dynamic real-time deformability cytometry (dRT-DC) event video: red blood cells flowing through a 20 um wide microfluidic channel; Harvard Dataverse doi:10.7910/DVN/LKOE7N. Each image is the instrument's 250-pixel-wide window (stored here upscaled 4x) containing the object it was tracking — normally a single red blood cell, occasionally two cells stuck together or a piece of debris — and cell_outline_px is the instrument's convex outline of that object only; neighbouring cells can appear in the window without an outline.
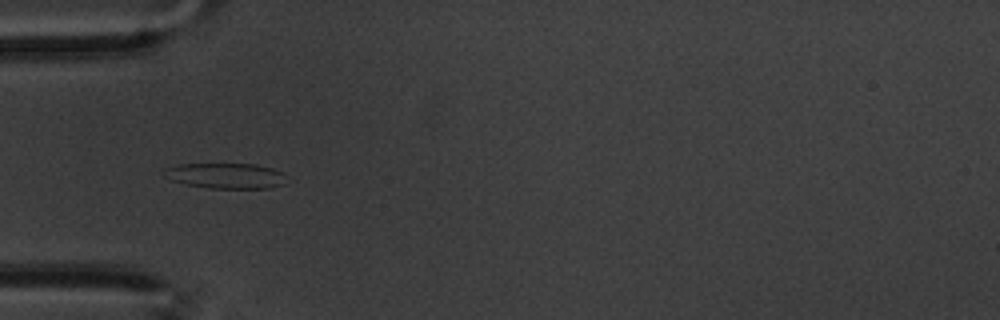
{"species": "common noctule bat (a hibernating species)", "species_latin": "Nyctalus noctula", "temperature_condition": "warm", "stored_images_in_passage": 25, "camera_frame_rate_fps": 3000, "um_per_image_px": 0.085, "animal": {"sex": "male", "body_mass_g": 20.1, "forearm_length_mm": 53.5}, "frame": {"image": 1, "passage_image": 4, "time_ms": 1.0, "image_size_px": [1000, 320], "cell_outline_px": [[284, 184], [268, 188], [208, 188], [188, 184], [172, 180], [164, 176], [168, 168], [180, 164], [256, 164], [272, 168], [280, 172]], "centroid_in_image_um": [19.19, 14.94], "position_along_channel_um": 65.8, "area_um2": 17.63}}
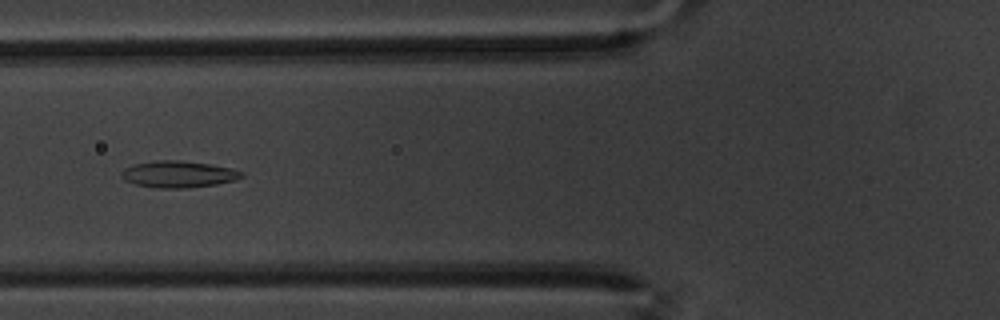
{"frame": {"image": 2, "passage_image": 8, "time_ms": 2.333, "image_size_px": [1000, 320], "cell_outline_px": [[244, 176], [236, 180], [216, 184], [188, 188], [156, 188], [136, 184], [124, 180], [120, 176], [120, 172], [124, 168], [132, 164], [156, 160], [180, 160], [208, 164], [232, 168], [244, 172]], "centroid_in_image_um": [15.14, 14.8], "position_along_channel_um": 110.7, "area_um2": 18.84}}